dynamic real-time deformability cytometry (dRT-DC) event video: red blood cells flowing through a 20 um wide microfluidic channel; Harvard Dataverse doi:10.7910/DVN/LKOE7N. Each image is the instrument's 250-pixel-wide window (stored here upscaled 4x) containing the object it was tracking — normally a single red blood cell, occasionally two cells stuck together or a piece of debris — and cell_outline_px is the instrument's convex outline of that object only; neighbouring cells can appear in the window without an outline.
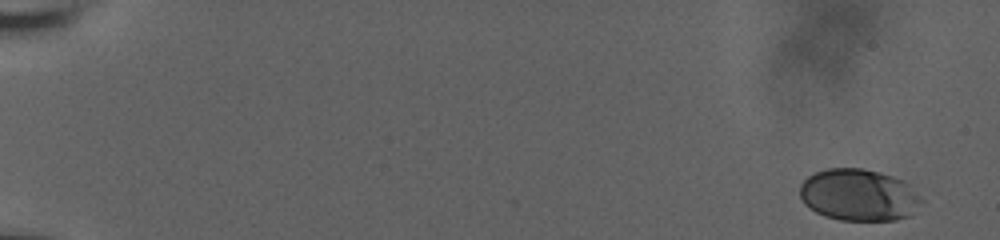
{"species": "human", "species_latin": "Homo sapiens", "temperature_condition": "room temperature", "stored_images_in_passage": 12, "camera_frame_rate_fps": 3000, "um_per_image_px": 0.085, "donor": {"sex": "male"}, "frame": {"image": 1, "passage_image": 1, "time_ms": 0.0, "image_size_px": [1000, 240], "cell_outline_px": [[924, 200], [908, 216], [896, 220], [840, 220], [824, 216], [816, 212], [804, 204], [800, 196], [800, 184], [808, 176], [816, 172], [828, 168], [864, 168], [880, 172], [904, 180]], "centroid_in_image_um": [72.98, 16.57], "position_along_channel_um": 12.0, "area_um2": 36.82}}
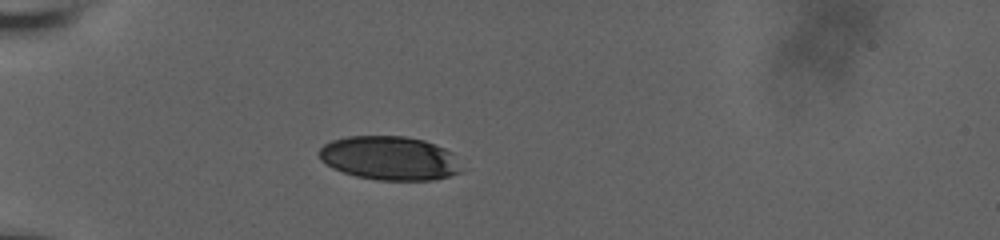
{"frame": {"image": 2, "passage_image": 9, "time_ms": 2.667, "image_size_px": [1000, 240], "cell_outline_px": [[460, 172], [448, 176], [432, 180], [376, 180], [356, 176], [332, 168], [320, 160], [316, 152], [324, 144], [332, 140], [348, 136], [404, 136], [424, 140], [444, 148], [452, 152]], "centroid_in_image_um": [33.04, 13.44], "position_along_channel_um": 52.0, "area_um2": 36.24}}
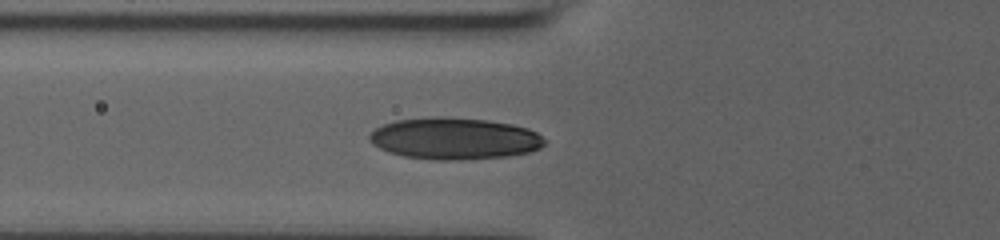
{"frame": {"image": 3, "passage_image": 12, "time_ms": 3.667, "image_size_px": [1000, 240], "cell_outline_px": [[548, 140], [540, 148], [528, 152], [508, 156], [460, 160], [436, 160], [404, 156], [388, 152], [372, 144], [368, 140], [368, 136], [376, 128], [384, 124], [396, 120], [436, 116], [440, 116], [488, 120], [512, 124], [528, 128], [536, 132]], "centroid_in_image_um": [38.64, 11.77], "position_along_channel_um": 87.2, "area_um2": 42.77}}